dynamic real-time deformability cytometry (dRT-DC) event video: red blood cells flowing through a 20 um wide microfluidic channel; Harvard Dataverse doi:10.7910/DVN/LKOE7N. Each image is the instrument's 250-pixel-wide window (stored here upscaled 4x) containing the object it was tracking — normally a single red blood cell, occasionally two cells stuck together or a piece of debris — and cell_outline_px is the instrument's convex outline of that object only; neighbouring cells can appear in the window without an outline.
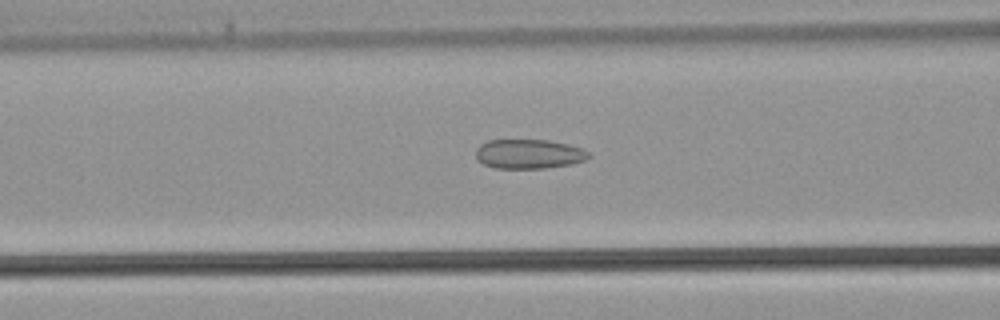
{"species": "common noctule bat (a hibernating species)", "species_latin": "Nyctalus noctula", "temperature_condition": "warm", "stored_images_in_passage": 37, "camera_frame_rate_fps": 3000, "um_per_image_px": 0.085, "animal": {"sex": "male", "body_mass_g": 21.5, "forearm_length_mm": 52.0}, "frame": {"image": 1, "passage_image": 15, "time_ms": 4.667, "image_size_px": [1000, 320], "cell_outline_px": [[592, 156], [584, 160], [572, 164], [544, 168], [496, 168], [484, 164], [476, 160], [476, 148], [480, 144], [488, 140], [548, 140], [568, 144], [580, 148], [588, 152]], "centroid_in_image_um": [44.93, 13.08], "position_along_channel_um": 121.7, "area_um2": 19.36}}
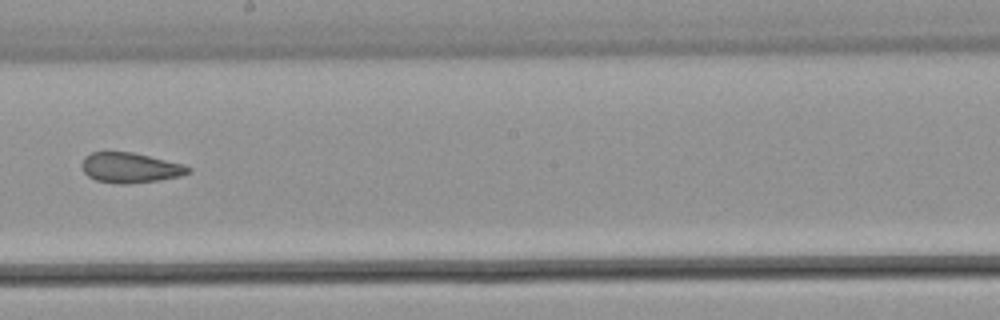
{"frame": {"image": 2, "passage_image": 22, "time_ms": 7.0, "image_size_px": [1000, 320], "cell_outline_px": [[192, 172], [180, 176], [160, 180], [128, 184], [120, 184], [96, 180], [88, 176], [84, 172], [80, 164], [92, 152], [132, 152], [184, 164], [192, 168]], "centroid_in_image_um": [11.11, 14.27], "position_along_channel_um": 237.1, "area_um2": 18.67}}
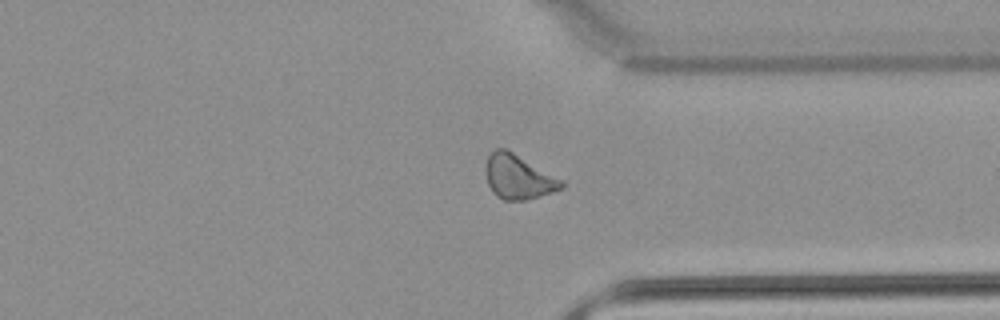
{"frame": {"image": 3, "passage_image": 30, "time_ms": 9.667, "image_size_px": [1000, 320], "cell_outline_px": [[564, 188], [540, 196], [524, 200], [504, 200], [496, 196], [492, 192], [488, 184], [484, 172], [484, 168], [488, 156], [496, 148], [508, 148], [564, 180]], "centroid_in_image_um": [44.05, 15.02], "position_along_channel_um": 367.3, "area_um2": 20.06}}